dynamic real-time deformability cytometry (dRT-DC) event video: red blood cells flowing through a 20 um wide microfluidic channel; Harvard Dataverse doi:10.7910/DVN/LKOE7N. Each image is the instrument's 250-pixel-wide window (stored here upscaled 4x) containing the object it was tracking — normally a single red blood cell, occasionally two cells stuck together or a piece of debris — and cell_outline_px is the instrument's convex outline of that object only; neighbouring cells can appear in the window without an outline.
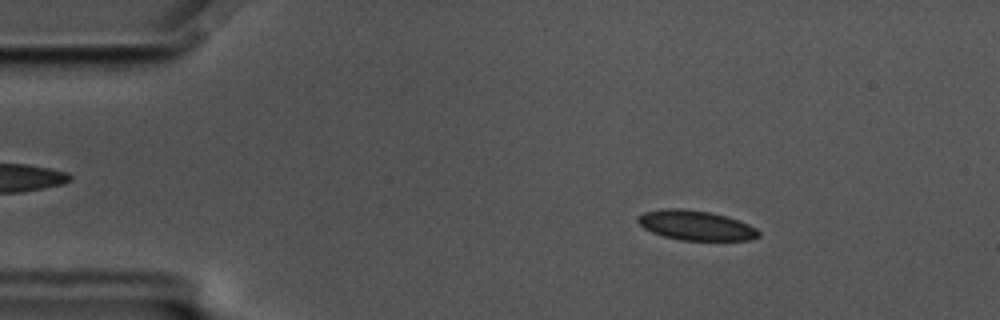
{"species": "common noctule bat (a hibernating species)", "species_latin": "Nyctalus noctula", "temperature_condition": "cold", "stored_images_in_passage": 56, "camera_frame_rate_fps": 3000, "um_per_image_px": 0.085, "animal": {"sex": "male", "body_mass_g": 17.5, "forearm_length_mm": 52.3}, "frame": {"image": 1, "passage_image": 8, "time_ms": 2.333, "image_size_px": [1000, 320], "cell_outline_px": [[760, 236], [752, 240], [680, 240], [664, 236], [652, 232], [644, 228], [636, 220], [644, 212], [668, 208], [680, 208], [708, 212], [728, 216], [748, 224], [756, 228], [760, 232]], "centroid_in_image_um": [59.18, 19.16], "position_along_channel_um": 25.8, "area_um2": 20.81}}
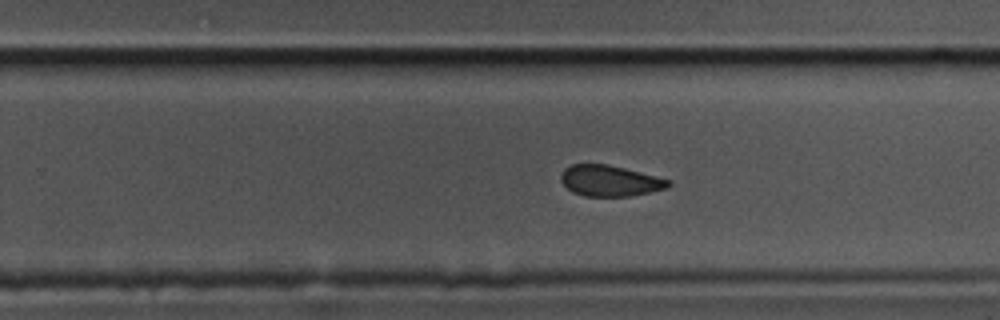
{"frame": {"image": 2, "passage_image": 35, "time_ms": 11.333, "image_size_px": [1000, 320], "cell_outline_px": [[672, 184], [668, 188], [652, 192], [628, 196], [584, 196], [572, 192], [560, 180], [560, 176], [564, 168], [572, 164], [608, 164], [672, 180]], "centroid_in_image_um": [51.86, 15.37], "position_along_channel_um": 277.9, "area_um2": 19.48}}
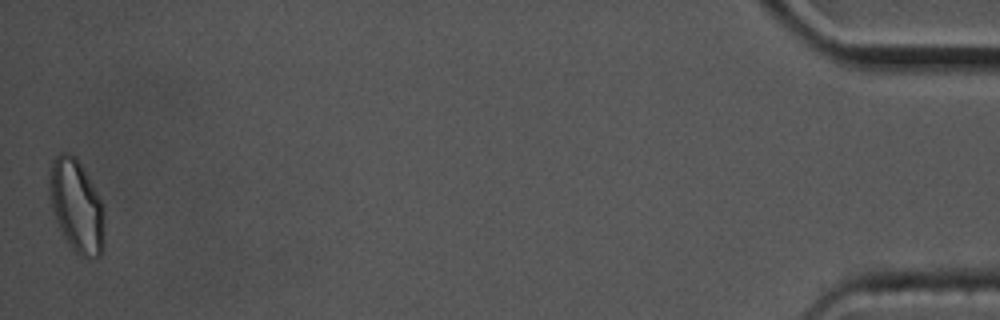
{"frame": {"image": 3, "passage_image": 56, "time_ms": 18.333, "image_size_px": [1000, 320], "cell_outline_px": [[104, 244], [100, 256], [80, 256], [68, 244], [56, 220], [52, 208], [48, 188], [48, 176], [52, 160], [60, 152], [68, 152], [76, 156], [88, 176], [100, 200], [104, 240]], "centroid_in_image_um": [6.45, 17.45], "position_along_channel_um": 428.7, "area_um2": 29.3}, "authors_computed_cell_mechanics": {"area_um2": 20.9814, "velocity_mm_per_s": 3.497, "shape_relaxation_time_tau1_ms": null, "shape_relaxation_time_tau2_ms": 8.3641, "deformation_change_tau1": null, "deformation_change_tau2": 0.1178}}